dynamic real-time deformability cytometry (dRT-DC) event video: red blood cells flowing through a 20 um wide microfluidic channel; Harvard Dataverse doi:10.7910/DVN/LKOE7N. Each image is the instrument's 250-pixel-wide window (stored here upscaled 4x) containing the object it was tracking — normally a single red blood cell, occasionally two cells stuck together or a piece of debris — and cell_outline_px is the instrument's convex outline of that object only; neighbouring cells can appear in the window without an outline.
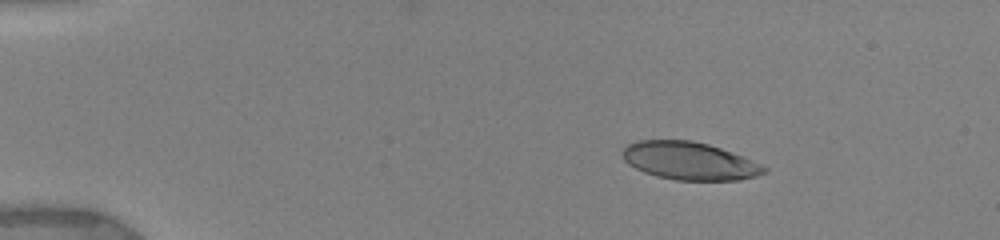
{"species": "human", "species_latin": "Homo sapiens", "temperature_condition": "warm", "stored_images_in_passage": 6, "camera_frame_rate_fps": 3000, "um_per_image_px": 0.085, "donor": {"sex": "female"}, "frame": {"image": 1, "passage_image": 1, "time_ms": 0.0, "image_size_px": [1000, 240], "cell_outline_px": [[768, 172], [756, 176], [740, 180], [676, 180], [656, 176], [644, 172], [628, 164], [624, 160], [620, 152], [628, 144], [636, 140], [692, 140], [708, 144], [720, 148], [760, 164], [768, 168]], "centroid_in_image_um": [58.57, 13.68], "position_along_channel_um": 26.4, "area_um2": 31.15}}
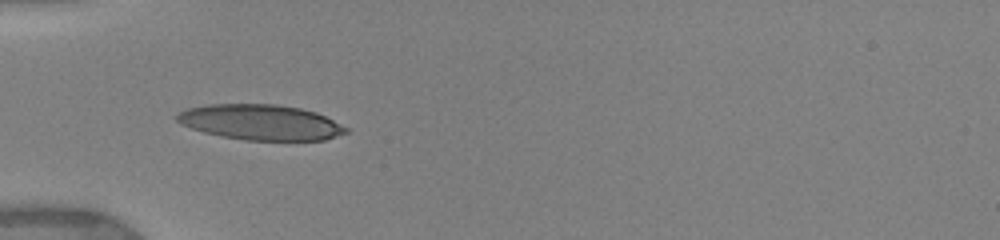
{"frame": {"image": 2, "passage_image": 5, "time_ms": 3.0, "image_size_px": [1000, 240], "cell_outline_px": [[348, 132], [324, 140], [244, 140], [220, 136], [204, 132], [180, 124], [176, 120], [176, 116], [180, 112], [188, 108], [208, 104], [276, 104], [300, 108], [316, 112], [348, 128]], "centroid_in_image_um": [22.13, 10.39], "position_along_channel_um": 62.9, "area_um2": 34.74}}
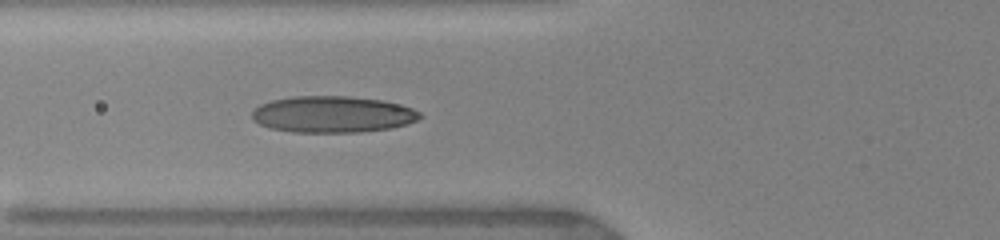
{"frame": {"image": 3, "passage_image": 6, "time_ms": 4.0, "image_size_px": [1000, 240], "cell_outline_px": [[424, 116], [408, 124], [392, 128], [360, 132], [292, 132], [268, 128], [252, 120], [252, 112], [260, 104], [272, 100], [292, 96], [348, 96], [380, 100], [400, 104], [412, 108], [420, 112]], "centroid_in_image_um": [28.27, 9.72], "position_along_channel_um": 97.5, "area_um2": 35.89}}